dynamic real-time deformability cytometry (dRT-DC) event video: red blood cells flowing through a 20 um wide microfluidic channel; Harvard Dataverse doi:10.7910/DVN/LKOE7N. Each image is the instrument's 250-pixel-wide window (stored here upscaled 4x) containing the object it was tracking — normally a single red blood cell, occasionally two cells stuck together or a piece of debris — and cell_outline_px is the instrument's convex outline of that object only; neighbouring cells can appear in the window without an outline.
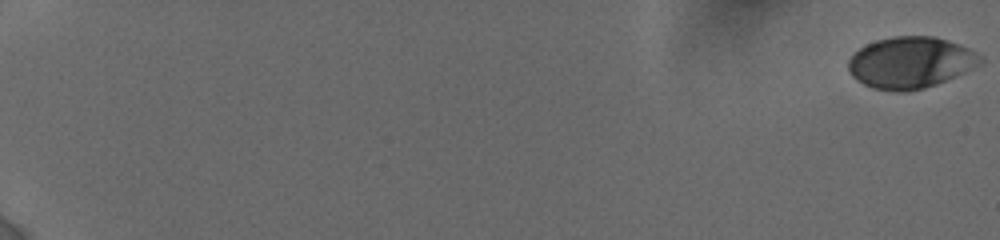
{"species": "human", "species_latin": "Homo sapiens", "temperature_condition": "cold", "stored_images_in_passage": 49, "camera_frame_rate_fps": 3000, "um_per_image_px": 0.085, "donor": {"sex": "female"}, "frame": {"image": 1, "passage_image": 1, "time_ms": 0.0, "image_size_px": [1000, 240], "cell_outline_px": [[984, 60], [964, 72], [936, 84], [924, 88], [904, 92], [896, 92], [872, 88], [856, 80], [852, 76], [848, 68], [848, 60], [864, 44], [876, 40], [892, 36], [932, 36], [948, 40], [968, 48], [984, 56]], "centroid_in_image_um": [77.37, 5.31], "position_along_channel_um": 7.6, "area_um2": 39.54}}
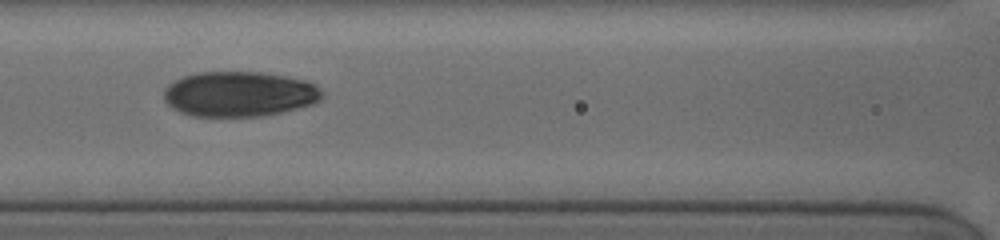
{"frame": {"image": 2, "passage_image": 27, "time_ms": 9.667, "image_size_px": [1000, 240], "cell_outline_px": [[324, 96], [320, 100], [312, 104], [280, 112], [260, 116], [192, 116], [180, 112], [172, 108], [164, 100], [164, 88], [168, 84], [184, 76], [196, 72], [264, 72], [288, 76], [308, 80], [316, 84], [324, 92]], "centroid_in_image_um": [20.36, 7.98], "position_along_channel_um": 146.2, "area_um2": 41.96}}
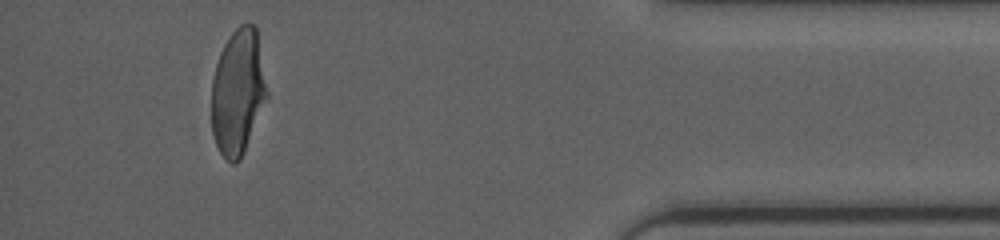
{"frame": {"image": 3, "passage_image": 46, "time_ms": 17.667, "image_size_px": [1000, 240], "cell_outline_px": [[268, 96], [240, 160], [232, 164], [220, 152], [216, 144], [212, 132], [212, 80], [216, 64], [220, 52], [224, 44], [232, 32], [240, 24], [252, 24], [256, 28], [268, 92]], "centroid_in_image_um": [20.22, 7.81], "position_along_channel_um": 415.0, "area_um2": 40.23}, "authors_computed_cell_mechanics": {"area_um2": 40.2288, "velocity_mm_per_s": 3.8586, "shape_relaxation_time_tau1_ms": 4.3228, "shape_relaxation_time_tau2_ms": 1.127, "deformation_change_tau1": 0.1578, "deformation_change_tau2": 0.0531}}